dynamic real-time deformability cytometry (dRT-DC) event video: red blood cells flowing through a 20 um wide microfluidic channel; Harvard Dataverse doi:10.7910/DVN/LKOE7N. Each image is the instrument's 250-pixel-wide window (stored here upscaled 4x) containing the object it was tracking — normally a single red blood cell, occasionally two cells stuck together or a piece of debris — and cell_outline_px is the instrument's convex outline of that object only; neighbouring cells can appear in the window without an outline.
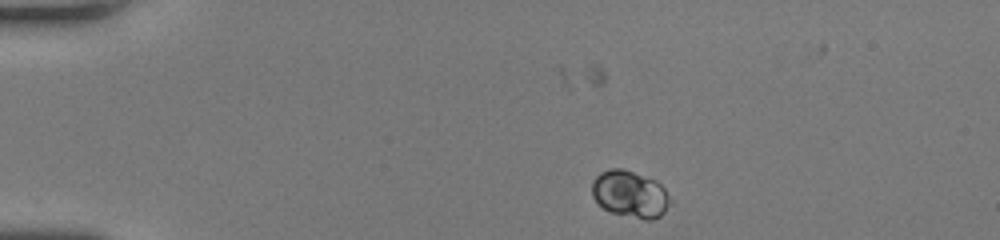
{"species": "human", "species_latin": "Homo sapiens", "temperature_condition": "room temperature", "stored_images_in_passage": 21, "camera_frame_rate_fps": 3000, "um_per_image_px": 0.085, "donor": {"sex": "female"}, "frame": {"image": 1, "passage_image": 1, "time_ms": 0.0, "image_size_px": [1000, 240], "cell_outline_px": [[672, 200], [664, 212], [660, 216], [652, 220], [648, 220], [612, 212], [604, 208], [592, 196], [592, 180], [600, 172], [608, 168], [624, 168], [656, 180], [664, 188]], "centroid_in_image_um": [53.56, 16.47], "position_along_channel_um": 31.4, "area_um2": 21.39}}
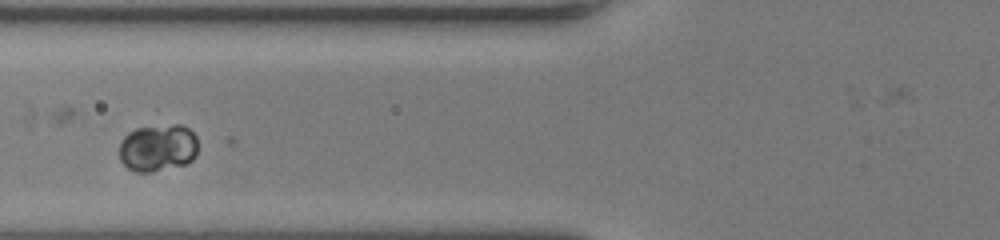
{"frame": {"image": 2, "passage_image": 12, "time_ms": 3.667, "image_size_px": [1000, 240], "cell_outline_px": [[196, 156], [192, 160], [184, 164], [152, 172], [136, 172], [128, 168], [120, 160], [120, 140], [128, 132], [136, 128], [172, 124], [180, 124], [188, 128], [196, 136]], "centroid_in_image_um": [13.4, 12.56], "position_along_channel_um": 112.4, "area_um2": 21.73}}
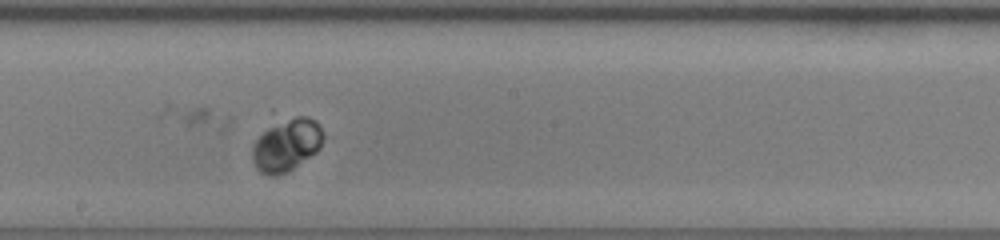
{"frame": {"image": 3, "passage_image": 20, "time_ms": 6.333, "image_size_px": [1000, 240], "cell_outline_px": [[324, 136], [320, 148], [316, 152], [288, 172], [276, 176], [268, 176], [260, 172], [256, 168], [252, 160], [252, 148], [256, 140], [276, 120], [296, 116], [308, 116], [316, 120]], "centroid_in_image_um": [24.36, 12.32], "position_along_channel_um": 223.8, "area_um2": 21.91}}